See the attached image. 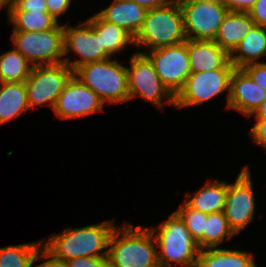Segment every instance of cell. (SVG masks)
<instances>
[{"label":"cell","instance_id":"cell-6","mask_svg":"<svg viewBox=\"0 0 266 267\" xmlns=\"http://www.w3.org/2000/svg\"><path fill=\"white\" fill-rule=\"evenodd\" d=\"M79 23L77 26L63 25L64 56L69 52L79 55L75 61H71L69 56L64 58V62L73 71L83 64L112 58L104 48H101L100 17L95 13L86 21Z\"/></svg>","mask_w":266,"mask_h":267},{"label":"cell","instance_id":"cell-26","mask_svg":"<svg viewBox=\"0 0 266 267\" xmlns=\"http://www.w3.org/2000/svg\"><path fill=\"white\" fill-rule=\"evenodd\" d=\"M236 236L229 227L224 211L211 213L205 220V231H203V249L217 248L224 240H230Z\"/></svg>","mask_w":266,"mask_h":267},{"label":"cell","instance_id":"cell-41","mask_svg":"<svg viewBox=\"0 0 266 267\" xmlns=\"http://www.w3.org/2000/svg\"><path fill=\"white\" fill-rule=\"evenodd\" d=\"M190 267H200L199 264H196V265H193V266H190Z\"/></svg>","mask_w":266,"mask_h":267},{"label":"cell","instance_id":"cell-33","mask_svg":"<svg viewBox=\"0 0 266 267\" xmlns=\"http://www.w3.org/2000/svg\"><path fill=\"white\" fill-rule=\"evenodd\" d=\"M254 126L249 130L253 142L266 150V119H255Z\"/></svg>","mask_w":266,"mask_h":267},{"label":"cell","instance_id":"cell-5","mask_svg":"<svg viewBox=\"0 0 266 267\" xmlns=\"http://www.w3.org/2000/svg\"><path fill=\"white\" fill-rule=\"evenodd\" d=\"M74 75L94 91L104 104L129 100L127 68L118 60L109 58L83 64L74 71Z\"/></svg>","mask_w":266,"mask_h":267},{"label":"cell","instance_id":"cell-29","mask_svg":"<svg viewBox=\"0 0 266 267\" xmlns=\"http://www.w3.org/2000/svg\"><path fill=\"white\" fill-rule=\"evenodd\" d=\"M242 69L260 88L266 91V62L250 63Z\"/></svg>","mask_w":266,"mask_h":267},{"label":"cell","instance_id":"cell-16","mask_svg":"<svg viewBox=\"0 0 266 267\" xmlns=\"http://www.w3.org/2000/svg\"><path fill=\"white\" fill-rule=\"evenodd\" d=\"M191 73L235 69L230 55L214 41L187 39Z\"/></svg>","mask_w":266,"mask_h":267},{"label":"cell","instance_id":"cell-2","mask_svg":"<svg viewBox=\"0 0 266 267\" xmlns=\"http://www.w3.org/2000/svg\"><path fill=\"white\" fill-rule=\"evenodd\" d=\"M123 224L115 227L109 240L110 267H159L157 244L149 227Z\"/></svg>","mask_w":266,"mask_h":267},{"label":"cell","instance_id":"cell-28","mask_svg":"<svg viewBox=\"0 0 266 267\" xmlns=\"http://www.w3.org/2000/svg\"><path fill=\"white\" fill-rule=\"evenodd\" d=\"M175 212L185 223L199 249H203V231H205V220H207L208 214L191 208L185 201Z\"/></svg>","mask_w":266,"mask_h":267},{"label":"cell","instance_id":"cell-11","mask_svg":"<svg viewBox=\"0 0 266 267\" xmlns=\"http://www.w3.org/2000/svg\"><path fill=\"white\" fill-rule=\"evenodd\" d=\"M187 39L213 41L229 12L225 4L178 0Z\"/></svg>","mask_w":266,"mask_h":267},{"label":"cell","instance_id":"cell-12","mask_svg":"<svg viewBox=\"0 0 266 267\" xmlns=\"http://www.w3.org/2000/svg\"><path fill=\"white\" fill-rule=\"evenodd\" d=\"M251 170L245 165L234 183H227L224 213L229 227L237 235L254 220L255 195Z\"/></svg>","mask_w":266,"mask_h":267},{"label":"cell","instance_id":"cell-23","mask_svg":"<svg viewBox=\"0 0 266 267\" xmlns=\"http://www.w3.org/2000/svg\"><path fill=\"white\" fill-rule=\"evenodd\" d=\"M8 22L13 31L23 32L50 30L59 23L48 12L40 11H9Z\"/></svg>","mask_w":266,"mask_h":267},{"label":"cell","instance_id":"cell-9","mask_svg":"<svg viewBox=\"0 0 266 267\" xmlns=\"http://www.w3.org/2000/svg\"><path fill=\"white\" fill-rule=\"evenodd\" d=\"M74 71L65 63L33 66L25 81L30 110L48 104L53 110L56 100Z\"/></svg>","mask_w":266,"mask_h":267},{"label":"cell","instance_id":"cell-34","mask_svg":"<svg viewBox=\"0 0 266 267\" xmlns=\"http://www.w3.org/2000/svg\"><path fill=\"white\" fill-rule=\"evenodd\" d=\"M72 0H46L47 12L58 22L59 17L68 11Z\"/></svg>","mask_w":266,"mask_h":267},{"label":"cell","instance_id":"cell-21","mask_svg":"<svg viewBox=\"0 0 266 267\" xmlns=\"http://www.w3.org/2000/svg\"><path fill=\"white\" fill-rule=\"evenodd\" d=\"M29 110L25 82L0 83V125Z\"/></svg>","mask_w":266,"mask_h":267},{"label":"cell","instance_id":"cell-14","mask_svg":"<svg viewBox=\"0 0 266 267\" xmlns=\"http://www.w3.org/2000/svg\"><path fill=\"white\" fill-rule=\"evenodd\" d=\"M104 103L75 75L66 83L53 108L60 119L81 118L103 111Z\"/></svg>","mask_w":266,"mask_h":267},{"label":"cell","instance_id":"cell-32","mask_svg":"<svg viewBox=\"0 0 266 267\" xmlns=\"http://www.w3.org/2000/svg\"><path fill=\"white\" fill-rule=\"evenodd\" d=\"M35 260L36 261L46 260V261L40 263L39 265H35L34 267H68V264L65 260H61L54 257L43 246H41L37 251Z\"/></svg>","mask_w":266,"mask_h":267},{"label":"cell","instance_id":"cell-15","mask_svg":"<svg viewBox=\"0 0 266 267\" xmlns=\"http://www.w3.org/2000/svg\"><path fill=\"white\" fill-rule=\"evenodd\" d=\"M265 99L266 91L260 88L242 68H235L230 77L227 109L252 117Z\"/></svg>","mask_w":266,"mask_h":267},{"label":"cell","instance_id":"cell-18","mask_svg":"<svg viewBox=\"0 0 266 267\" xmlns=\"http://www.w3.org/2000/svg\"><path fill=\"white\" fill-rule=\"evenodd\" d=\"M254 25L248 12L229 11L213 41L230 55Z\"/></svg>","mask_w":266,"mask_h":267},{"label":"cell","instance_id":"cell-31","mask_svg":"<svg viewBox=\"0 0 266 267\" xmlns=\"http://www.w3.org/2000/svg\"><path fill=\"white\" fill-rule=\"evenodd\" d=\"M68 267H110L108 256L105 257H78L66 261Z\"/></svg>","mask_w":266,"mask_h":267},{"label":"cell","instance_id":"cell-38","mask_svg":"<svg viewBox=\"0 0 266 267\" xmlns=\"http://www.w3.org/2000/svg\"><path fill=\"white\" fill-rule=\"evenodd\" d=\"M255 119H266V99L252 114Z\"/></svg>","mask_w":266,"mask_h":267},{"label":"cell","instance_id":"cell-30","mask_svg":"<svg viewBox=\"0 0 266 267\" xmlns=\"http://www.w3.org/2000/svg\"><path fill=\"white\" fill-rule=\"evenodd\" d=\"M9 11L47 12L46 0H11Z\"/></svg>","mask_w":266,"mask_h":267},{"label":"cell","instance_id":"cell-10","mask_svg":"<svg viewBox=\"0 0 266 267\" xmlns=\"http://www.w3.org/2000/svg\"><path fill=\"white\" fill-rule=\"evenodd\" d=\"M234 69L191 73L184 87L175 96L177 109L202 105L220 94L227 92L226 108L230 95V77Z\"/></svg>","mask_w":266,"mask_h":267},{"label":"cell","instance_id":"cell-19","mask_svg":"<svg viewBox=\"0 0 266 267\" xmlns=\"http://www.w3.org/2000/svg\"><path fill=\"white\" fill-rule=\"evenodd\" d=\"M227 195L226 181L209 180L194 195L187 193L185 202L193 209L211 214L224 211Z\"/></svg>","mask_w":266,"mask_h":267},{"label":"cell","instance_id":"cell-17","mask_svg":"<svg viewBox=\"0 0 266 267\" xmlns=\"http://www.w3.org/2000/svg\"><path fill=\"white\" fill-rule=\"evenodd\" d=\"M148 9L132 0H113L112 4L96 14L104 21L118 25L134 38L140 31Z\"/></svg>","mask_w":266,"mask_h":267},{"label":"cell","instance_id":"cell-36","mask_svg":"<svg viewBox=\"0 0 266 267\" xmlns=\"http://www.w3.org/2000/svg\"><path fill=\"white\" fill-rule=\"evenodd\" d=\"M257 0H225L224 4L229 11L248 12Z\"/></svg>","mask_w":266,"mask_h":267},{"label":"cell","instance_id":"cell-24","mask_svg":"<svg viewBox=\"0 0 266 267\" xmlns=\"http://www.w3.org/2000/svg\"><path fill=\"white\" fill-rule=\"evenodd\" d=\"M33 65L15 48L0 55V83L25 82Z\"/></svg>","mask_w":266,"mask_h":267},{"label":"cell","instance_id":"cell-35","mask_svg":"<svg viewBox=\"0 0 266 267\" xmlns=\"http://www.w3.org/2000/svg\"><path fill=\"white\" fill-rule=\"evenodd\" d=\"M248 13L255 25L266 28V0H257Z\"/></svg>","mask_w":266,"mask_h":267},{"label":"cell","instance_id":"cell-39","mask_svg":"<svg viewBox=\"0 0 266 267\" xmlns=\"http://www.w3.org/2000/svg\"><path fill=\"white\" fill-rule=\"evenodd\" d=\"M5 8L7 10V13H9V10L11 8V0H0V9Z\"/></svg>","mask_w":266,"mask_h":267},{"label":"cell","instance_id":"cell-4","mask_svg":"<svg viewBox=\"0 0 266 267\" xmlns=\"http://www.w3.org/2000/svg\"><path fill=\"white\" fill-rule=\"evenodd\" d=\"M187 40L183 15L178 0L148 9L143 25L134 38V46L151 51L177 45Z\"/></svg>","mask_w":266,"mask_h":267},{"label":"cell","instance_id":"cell-13","mask_svg":"<svg viewBox=\"0 0 266 267\" xmlns=\"http://www.w3.org/2000/svg\"><path fill=\"white\" fill-rule=\"evenodd\" d=\"M139 53L151 60L162 83L176 96L191 74L187 40L181 44Z\"/></svg>","mask_w":266,"mask_h":267},{"label":"cell","instance_id":"cell-27","mask_svg":"<svg viewBox=\"0 0 266 267\" xmlns=\"http://www.w3.org/2000/svg\"><path fill=\"white\" fill-rule=\"evenodd\" d=\"M101 48L112 57L125 49V46H134V37L118 25L108 23L100 18Z\"/></svg>","mask_w":266,"mask_h":267},{"label":"cell","instance_id":"cell-25","mask_svg":"<svg viewBox=\"0 0 266 267\" xmlns=\"http://www.w3.org/2000/svg\"><path fill=\"white\" fill-rule=\"evenodd\" d=\"M44 241L0 248V267H33L37 251Z\"/></svg>","mask_w":266,"mask_h":267},{"label":"cell","instance_id":"cell-40","mask_svg":"<svg viewBox=\"0 0 266 267\" xmlns=\"http://www.w3.org/2000/svg\"><path fill=\"white\" fill-rule=\"evenodd\" d=\"M190 1H200V2H213L218 4H224L225 0H190Z\"/></svg>","mask_w":266,"mask_h":267},{"label":"cell","instance_id":"cell-37","mask_svg":"<svg viewBox=\"0 0 266 267\" xmlns=\"http://www.w3.org/2000/svg\"><path fill=\"white\" fill-rule=\"evenodd\" d=\"M132 1L136 2L139 5H142L147 9H153L156 7H162L168 5L173 0H132Z\"/></svg>","mask_w":266,"mask_h":267},{"label":"cell","instance_id":"cell-22","mask_svg":"<svg viewBox=\"0 0 266 267\" xmlns=\"http://www.w3.org/2000/svg\"><path fill=\"white\" fill-rule=\"evenodd\" d=\"M198 264L200 267H257L249 253L219 247L200 249Z\"/></svg>","mask_w":266,"mask_h":267},{"label":"cell","instance_id":"cell-8","mask_svg":"<svg viewBox=\"0 0 266 267\" xmlns=\"http://www.w3.org/2000/svg\"><path fill=\"white\" fill-rule=\"evenodd\" d=\"M129 61L130 67L126 66L129 100L139 96L161 110L164 103L175 107V95L162 83L151 60L135 52Z\"/></svg>","mask_w":266,"mask_h":267},{"label":"cell","instance_id":"cell-1","mask_svg":"<svg viewBox=\"0 0 266 267\" xmlns=\"http://www.w3.org/2000/svg\"><path fill=\"white\" fill-rule=\"evenodd\" d=\"M115 219L83 227H67L53 234L42 246L54 257L71 260L78 257L108 256L109 240L115 229Z\"/></svg>","mask_w":266,"mask_h":267},{"label":"cell","instance_id":"cell-3","mask_svg":"<svg viewBox=\"0 0 266 267\" xmlns=\"http://www.w3.org/2000/svg\"><path fill=\"white\" fill-rule=\"evenodd\" d=\"M149 229L157 244L159 267H173L175 264L190 267L198 264L200 249L197 242L175 211L163 223Z\"/></svg>","mask_w":266,"mask_h":267},{"label":"cell","instance_id":"cell-20","mask_svg":"<svg viewBox=\"0 0 266 267\" xmlns=\"http://www.w3.org/2000/svg\"><path fill=\"white\" fill-rule=\"evenodd\" d=\"M265 55L266 28L254 25L230 54V62L236 68H243L247 64L259 62Z\"/></svg>","mask_w":266,"mask_h":267},{"label":"cell","instance_id":"cell-7","mask_svg":"<svg viewBox=\"0 0 266 267\" xmlns=\"http://www.w3.org/2000/svg\"><path fill=\"white\" fill-rule=\"evenodd\" d=\"M11 39L15 49L33 66L64 62L63 25L60 23L40 32L13 31Z\"/></svg>","mask_w":266,"mask_h":267}]
</instances>
